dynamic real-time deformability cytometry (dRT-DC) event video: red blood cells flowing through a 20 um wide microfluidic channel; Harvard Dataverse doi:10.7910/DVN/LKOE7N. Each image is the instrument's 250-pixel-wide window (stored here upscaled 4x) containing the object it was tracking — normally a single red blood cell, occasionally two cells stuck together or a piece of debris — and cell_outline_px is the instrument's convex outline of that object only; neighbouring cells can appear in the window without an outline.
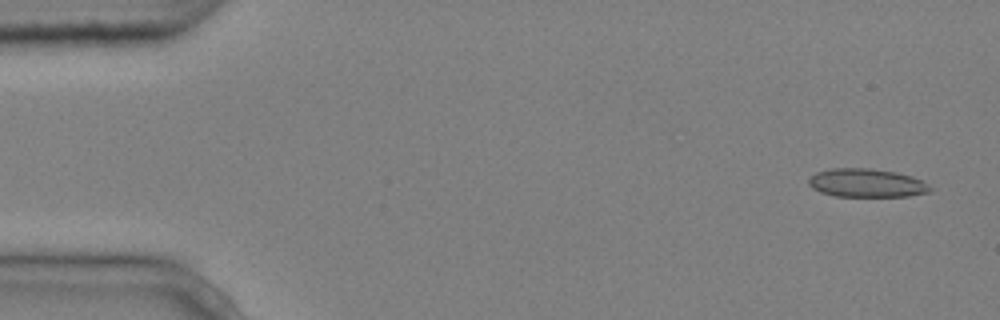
{"species": "common noctule bat (a hibernating species)", "species_latin": "Nyctalus noctula", "temperature_condition": "cold", "stored_images_in_passage": 4, "camera_frame_rate_fps": 3000, "um_per_image_px": 0.085, "animal": {"sex": "male", "body_mass_g": 20.4}, "frame": {"image": 1, "passage_image": 1, "time_ms": 0.0, "image_size_px": [1000, 320], "cell_outline_px": [[932, 192], [908, 196], [836, 196], [820, 192], [812, 188], [808, 184], [808, 180], [816, 172], [832, 168], [868, 168], [896, 172], [912, 176], [920, 180], [932, 188]], "centroid_in_image_um": [73.65, 15.55], "position_along_channel_um": 11.3, "area_um2": 20.11}}
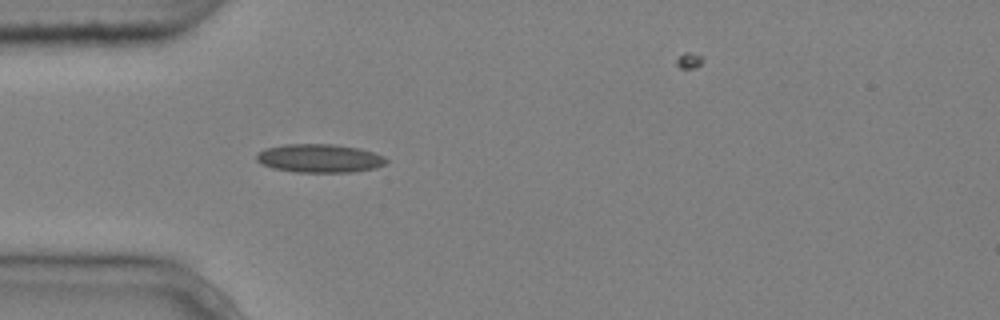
{"frame": {"image": 2, "passage_image": 4, "time_ms": 1.0, "image_size_px": [1000, 320], "cell_outline_px": [[388, 160], [384, 164], [376, 168], [352, 172], [296, 172], [272, 168], [260, 164], [256, 160], [256, 152], [264, 148], [284, 144], [332, 144], [360, 148], [384, 156]], "centroid_in_image_um": [27.11, 13.45], "position_along_channel_um": 57.9, "area_um2": 21.73}}